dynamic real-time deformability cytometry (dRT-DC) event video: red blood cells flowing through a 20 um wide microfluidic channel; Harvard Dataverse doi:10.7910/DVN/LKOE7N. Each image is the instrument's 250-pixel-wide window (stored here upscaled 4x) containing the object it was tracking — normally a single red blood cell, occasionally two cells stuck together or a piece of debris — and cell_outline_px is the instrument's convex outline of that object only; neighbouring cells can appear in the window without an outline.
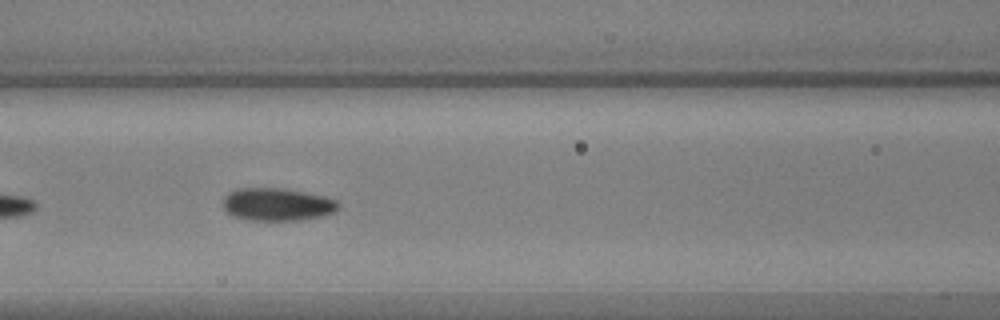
{"species": "common noctule bat (a hibernating species)", "species_latin": "Nyctalus noctula", "temperature_condition": "warm", "stored_images_in_passage": 15, "camera_frame_rate_fps": 3000, "um_per_image_px": 0.085, "animal": {"sex": "male", "body_mass_g": 17.9, "forearm_length_mm": 54.2}, "frame": {"image": 1, "passage_image": 9, "time_ms": 2.667, "image_size_px": [1000, 320], "cell_outline_px": [[340, 204], [336, 212], [320, 216], [296, 220], [248, 220], [236, 216], [228, 212], [224, 208], [224, 196], [228, 192], [236, 188], [284, 188], [324, 196], [336, 200]], "centroid_in_image_um": [23.57, 17.36], "position_along_channel_um": 143.0, "area_um2": 21.91}}
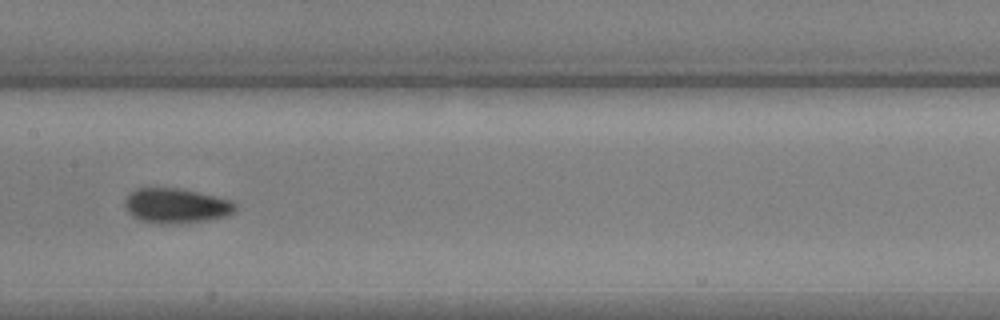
{"frame": {"image": 2, "passage_image": 13, "time_ms": 4.0, "image_size_px": [1000, 320], "cell_outline_px": [[236, 208], [232, 212], [224, 216], [200, 220], [168, 224], [160, 224], [144, 220], [132, 216], [124, 208], [124, 200], [136, 188], [184, 188], [232, 200], [236, 204]], "centroid_in_image_um": [14.94, 17.46], "position_along_channel_um": 192.5, "area_um2": 22.2}}